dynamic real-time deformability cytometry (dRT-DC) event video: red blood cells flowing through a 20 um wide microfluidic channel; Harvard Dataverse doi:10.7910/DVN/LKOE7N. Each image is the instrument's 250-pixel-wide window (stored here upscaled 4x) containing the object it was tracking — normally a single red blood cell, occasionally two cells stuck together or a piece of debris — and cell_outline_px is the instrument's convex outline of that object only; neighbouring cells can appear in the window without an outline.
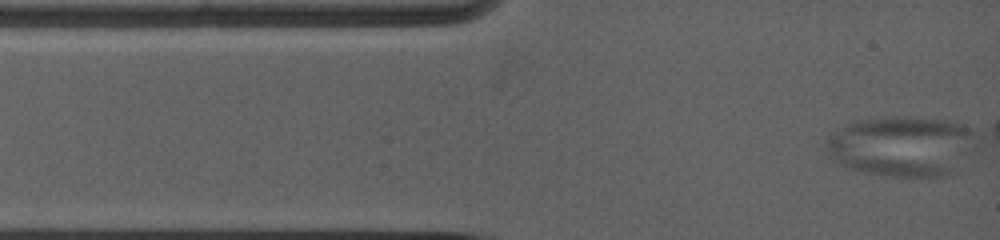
{"species": "common noctule bat (a hibernating species)", "species_latin": "Nyctalus noctula", "temperature_condition": "warm", "stored_images_in_passage": 6, "camera_frame_rate_fps": 5000, "um_per_image_px": 0.085, "animal": {"sex": "female", "body_mass_g": 19.0, "forearm_length_mm": 53.3}, "frame": {"image": 1, "passage_image": 1, "time_ms": 0.0, "image_size_px": [1000, 240], "cell_outline_px": [[960, 172], [948, 176], [884, 176], [864, 172], [848, 168], [836, 164], [828, 156], [832, 148], [836, 144], [840, 144], [932, 164], [948, 168]], "centroid_in_image_um": [75.14, 13.88], "position_along_channel_um": 9.9, "area_um2": 15.84}}